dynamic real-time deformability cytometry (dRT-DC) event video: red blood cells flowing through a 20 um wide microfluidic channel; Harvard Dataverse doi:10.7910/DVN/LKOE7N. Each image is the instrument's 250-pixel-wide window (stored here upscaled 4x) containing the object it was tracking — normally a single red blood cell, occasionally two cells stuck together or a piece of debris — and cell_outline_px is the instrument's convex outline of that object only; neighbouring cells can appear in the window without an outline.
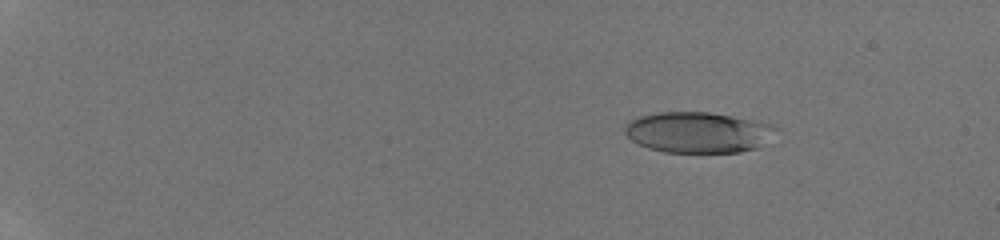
{"species": "human", "species_latin": "Homo sapiens", "temperature_condition": "room temperature", "stored_images_in_passage": 50, "camera_frame_rate_fps": 3000, "um_per_image_px": 0.085, "donor": {"sex": "male"}, "frame": {"image": 1, "passage_image": 16, "time_ms": 3.0, "image_size_px": [1000, 240], "cell_outline_px": [[776, 128], [756, 148], [740, 152], [664, 152], [648, 148], [632, 140], [624, 132], [624, 128], [632, 120], [640, 116], [660, 112], [712, 112], [772, 124]], "centroid_in_image_um": [59.28, 11.24], "position_along_channel_um": 25.7, "area_um2": 35.26}}
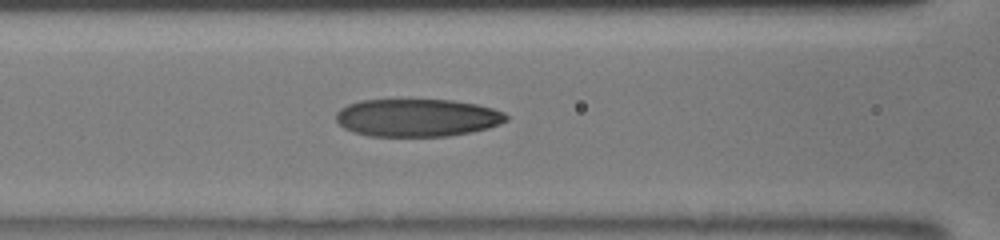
{"frame": {"image": 2, "passage_image": 39, "time_ms": 9.0, "image_size_px": [1000, 240], "cell_outline_px": [[508, 120], [500, 124], [488, 128], [472, 132], [448, 136], [368, 136], [352, 132], [344, 128], [336, 120], [336, 112], [340, 108], [348, 104], [360, 100], [452, 100], [476, 104], [492, 108], [504, 112], [508, 116]], "centroid_in_image_um": [35.46, 10.01], "position_along_channel_um": 131.1, "area_um2": 37.63}}
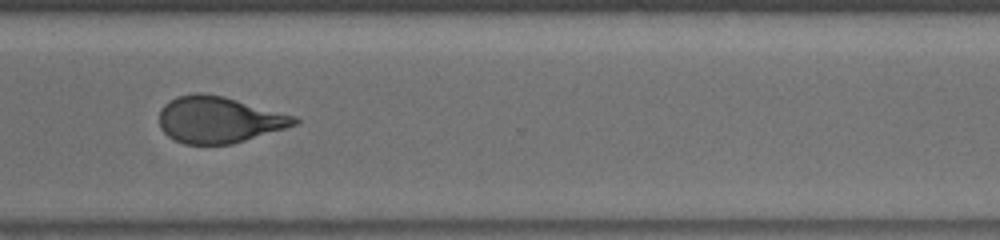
{"frame": {"image": 3, "passage_image": 50, "time_ms": 14.333, "image_size_px": [1000, 240], "cell_outline_px": [[300, 120], [296, 124], [284, 128], [232, 144], [184, 144], [168, 136], [160, 128], [160, 108], [168, 100], [176, 96], [196, 92], [204, 92], [224, 96], [296, 116]], "centroid_in_image_um": [18.57, 10.15], "position_along_channel_um": 352.0, "area_um2": 36.59}}